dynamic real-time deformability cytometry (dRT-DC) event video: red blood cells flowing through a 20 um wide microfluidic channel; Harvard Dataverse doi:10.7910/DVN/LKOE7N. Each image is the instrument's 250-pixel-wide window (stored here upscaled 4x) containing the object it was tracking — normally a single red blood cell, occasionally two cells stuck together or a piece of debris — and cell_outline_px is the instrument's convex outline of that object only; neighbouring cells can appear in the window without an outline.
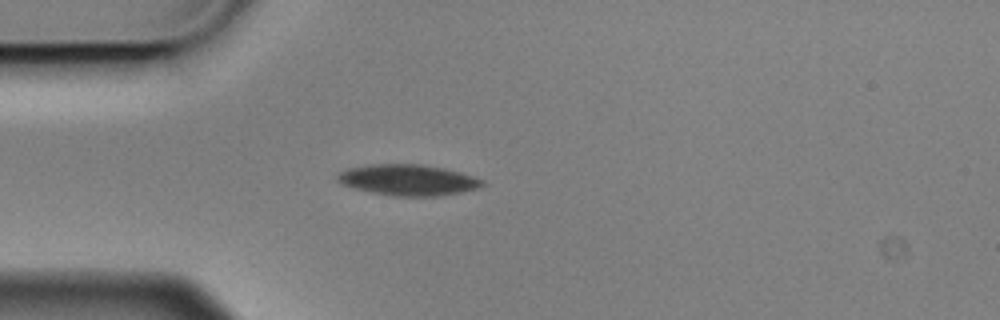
{"species": "Egyptian fruit bat (a non-hibernating species)", "species_latin": "Rousettus aegyptiacus", "temperature_condition": "cold", "stored_images_in_passage": 3, "camera_frame_rate_fps": 3000, "um_per_image_px": 0.085, "animal": {"sex": "male"}, "frame": {"image": 1, "passage_image": 2, "time_ms": 0.333, "image_size_px": [1000, 320], "cell_outline_px": [[484, 184], [480, 188], [460, 192], [436, 196], [392, 196], [372, 192], [340, 184], [336, 180], [336, 176], [340, 172], [348, 168], [368, 164], [420, 164], [444, 168], [460, 172], [484, 180]], "centroid_in_image_um": [34.67, 15.29], "position_along_channel_um": 50.3, "area_um2": 26.13}}